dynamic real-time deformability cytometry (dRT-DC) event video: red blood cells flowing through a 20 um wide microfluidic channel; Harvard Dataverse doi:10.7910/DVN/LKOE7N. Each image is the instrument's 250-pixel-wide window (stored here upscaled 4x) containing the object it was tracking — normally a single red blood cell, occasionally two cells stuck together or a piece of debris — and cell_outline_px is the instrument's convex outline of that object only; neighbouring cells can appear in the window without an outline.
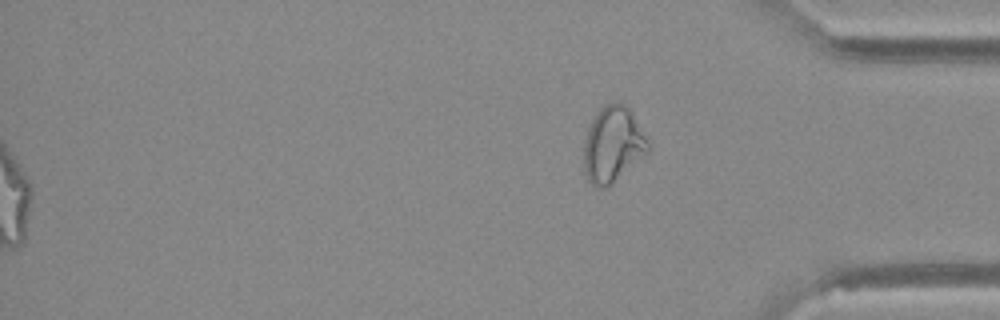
{"species": "Egyptian fruit bat (a non-hibernating species)", "species_latin": "Rousettus aegyptiacus", "temperature_condition": "warm", "stored_images_in_passage": 41, "segment_of_instrument_passage": [2, 2], "camera_frame_rate_fps": 3000, "um_per_image_px": 0.085, "animal": {"sex": "female"}, "frame": {"image": 1, "passage_image": 41, "time_ms": 13.333, "image_size_px": [1000, 320], "cell_outline_px": [[652, 144], [648, 152], [612, 184], [604, 188], [600, 188], [592, 184], [588, 180], [584, 172], [584, 140], [588, 128], [596, 112], [604, 104], [612, 100], [628, 104]], "centroid_in_image_um": [52.12, 12.23], "position_along_channel_um": 383.1, "area_um2": 29.02}}